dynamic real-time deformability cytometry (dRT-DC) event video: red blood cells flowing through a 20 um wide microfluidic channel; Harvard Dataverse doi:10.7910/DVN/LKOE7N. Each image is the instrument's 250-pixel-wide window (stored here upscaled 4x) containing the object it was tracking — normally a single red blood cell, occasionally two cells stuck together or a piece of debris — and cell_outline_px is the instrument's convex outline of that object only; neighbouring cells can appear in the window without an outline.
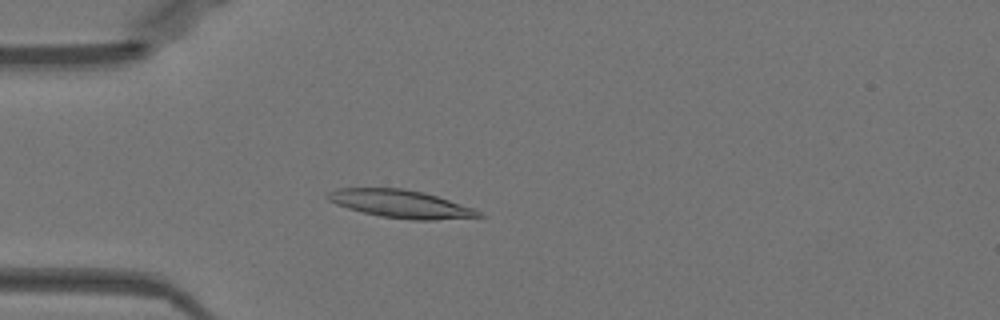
{"species": "Egyptian fruit bat (a non-hibernating species)", "species_latin": "Rousettus aegyptiacus", "temperature_condition": "warm", "stored_images_in_passage": 45, "camera_frame_rate_fps": 3000, "um_per_image_px": 0.085, "animal": {"sex": "female"}, "frame": {"image": 1, "passage_image": 8, "time_ms": 2.333, "image_size_px": [1000, 320], "cell_outline_px": [[484, 216], [432, 220], [412, 220], [380, 216], [348, 208], [336, 204], [328, 200], [324, 196], [328, 192], [336, 188], [404, 188], [424, 192], [472, 208], [480, 212]], "centroid_in_image_um": [33.99, 17.32], "position_along_channel_um": 51.0, "area_um2": 24.28}}
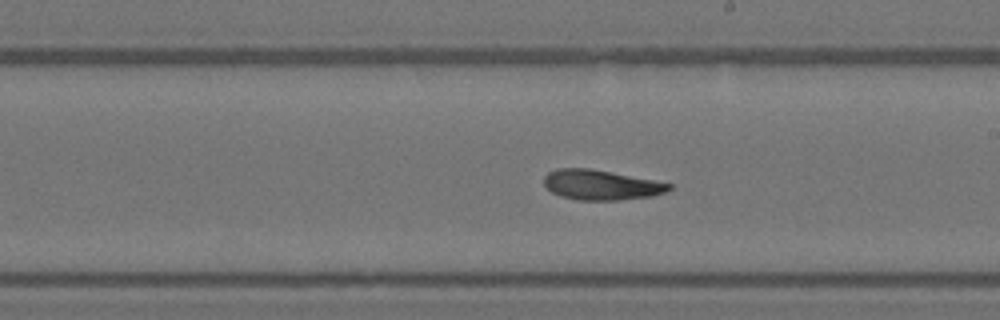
{"frame": {"image": 2, "passage_image": 23, "time_ms": 7.333, "image_size_px": [1000, 320], "cell_outline_px": [[672, 188], [664, 192], [652, 196], [616, 200], [576, 200], [560, 196], [552, 192], [544, 184], [544, 176], [548, 172], [556, 168], [588, 168], [652, 180], [672, 184]], "centroid_in_image_um": [51.04, 15.72], "position_along_channel_um": 238.0, "area_um2": 21.62}}
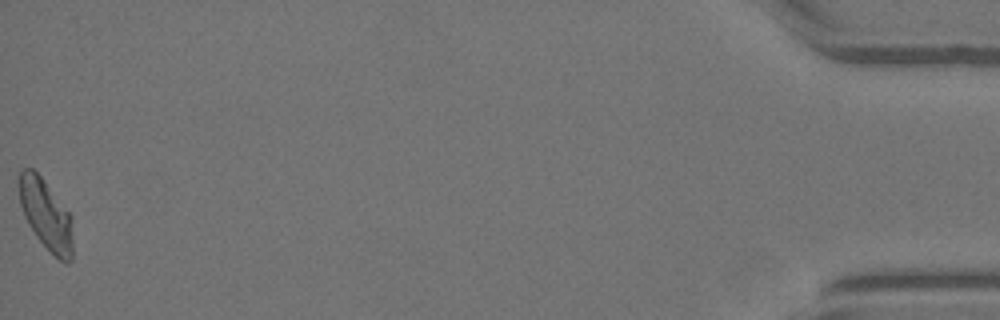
{"frame": {"image": 3, "passage_image": 45, "time_ms": 14.667, "image_size_px": [1000, 320], "cell_outline_px": [[72, 260], [68, 264], [60, 260], [36, 236], [28, 224], [24, 216], [20, 204], [20, 168], [32, 168], [40, 176], [72, 216]], "centroid_in_image_um": [3.92, 18.26], "position_along_channel_um": 431.3, "area_um2": 21.62}, "authors_computed_cell_mechanics": {"area_um2": 22.1374, "velocity_mm_per_s": 3.9687, "shape_relaxation_time_tau1_ms": 8.782, "shape_relaxation_time_tau2_ms": 4.3107, "deformation_change_tau1": 0.2046, "deformation_change_tau2": 0.1223}}